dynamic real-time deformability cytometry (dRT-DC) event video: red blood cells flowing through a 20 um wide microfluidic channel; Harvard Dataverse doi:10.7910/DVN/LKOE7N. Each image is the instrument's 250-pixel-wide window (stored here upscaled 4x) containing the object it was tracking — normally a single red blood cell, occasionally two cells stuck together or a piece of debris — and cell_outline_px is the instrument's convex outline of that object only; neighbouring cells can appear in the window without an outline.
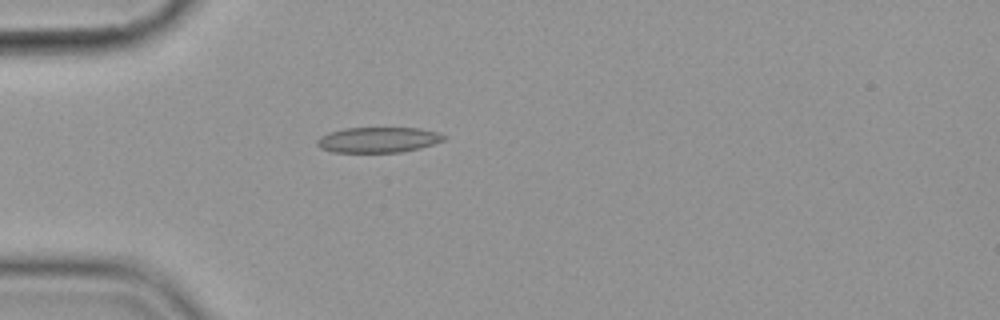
{"species": "common noctule bat (a hibernating species)", "species_latin": "Nyctalus noctula", "temperature_condition": "cold", "stored_images_in_passage": 3, "camera_frame_rate_fps": 3000, "um_per_image_px": 0.085, "animal": {"sex": "female", "body_mass_g": 19.9}, "frame": {"image": 1, "passage_image": 1, "time_ms": 0.0, "image_size_px": [1000, 320], "cell_outline_px": [[448, 136], [444, 140], [420, 148], [400, 152], [332, 152], [320, 148], [316, 144], [316, 140], [320, 136], [328, 132], [344, 128], [420, 128], [436, 132]], "centroid_in_image_um": [32.12, 11.88], "position_along_channel_um": 52.9, "area_um2": 18.84}}
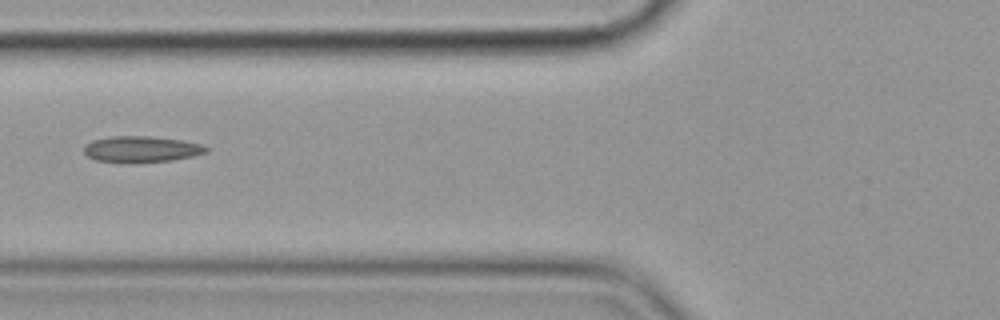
{"frame": {"image": 2, "passage_image": 3, "time_ms": 2.0, "image_size_px": [1000, 320], "cell_outline_px": [[208, 152], [192, 156], [172, 160], [96, 160], [88, 156], [84, 152], [84, 144], [92, 140], [112, 136], [148, 136], [180, 140], [200, 144], [208, 148]], "centroid_in_image_um": [12.01, 12.63], "position_along_channel_um": 113.8, "area_um2": 17.69}}